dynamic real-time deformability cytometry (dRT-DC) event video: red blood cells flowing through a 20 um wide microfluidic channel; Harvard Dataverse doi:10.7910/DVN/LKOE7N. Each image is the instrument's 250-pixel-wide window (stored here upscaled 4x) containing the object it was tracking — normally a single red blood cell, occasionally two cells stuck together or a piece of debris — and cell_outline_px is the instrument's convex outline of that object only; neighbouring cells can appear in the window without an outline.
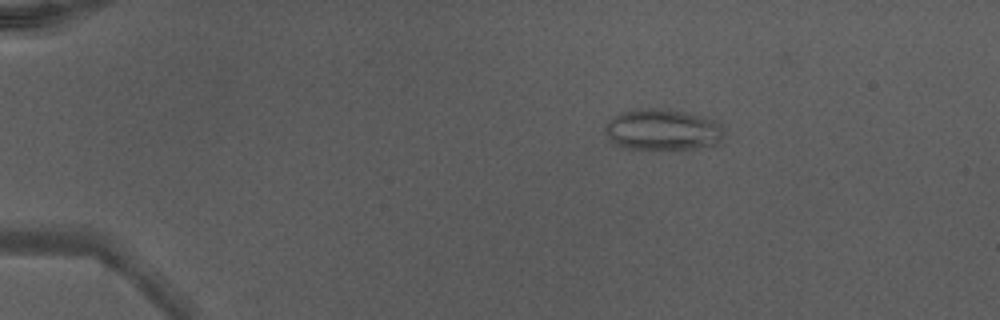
{"species": "Egyptian fruit bat (a non-hibernating species)", "species_latin": "Rousettus aegyptiacus", "temperature_condition": "warm", "stored_images_in_passage": 40, "camera_frame_rate_fps": 3000, "um_per_image_px": 0.085, "animal": {"sex": "male"}, "frame": {"image": 1, "passage_image": 1, "time_ms": 0.0, "image_size_px": [1000, 320], "cell_outline_px": [[724, 144], [692, 148], [624, 148], [612, 144], [604, 132], [604, 128], [608, 120], [620, 112], [632, 108], [664, 108], [704, 116], [716, 120], [720, 124], [724, 132]], "centroid_in_image_um": [56.33, 11.01], "position_along_channel_um": 28.7, "area_um2": 29.13}}
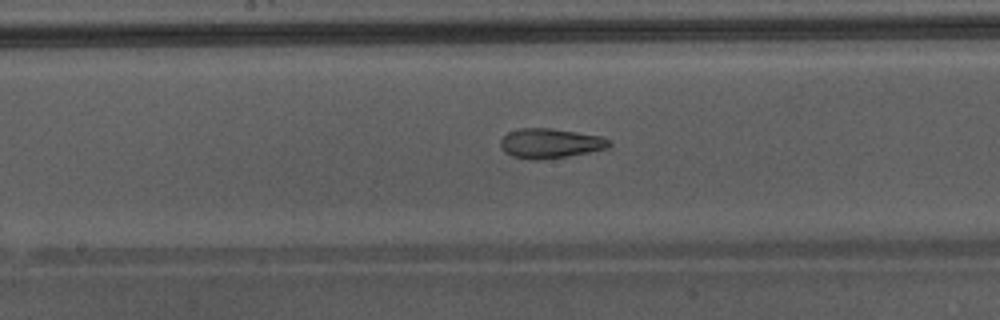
{"frame": {"image": 2, "passage_image": 19, "time_ms": 6.0, "image_size_px": [1000, 320], "cell_outline_px": [[612, 144], [608, 148], [588, 152], [564, 156], [536, 160], [532, 160], [512, 156], [504, 152], [500, 144], [500, 140], [508, 132], [520, 128], [552, 128], [600, 136], [612, 140]], "centroid_in_image_um": [46.76, 12.17], "position_along_channel_um": 201.4, "area_um2": 18.73}}
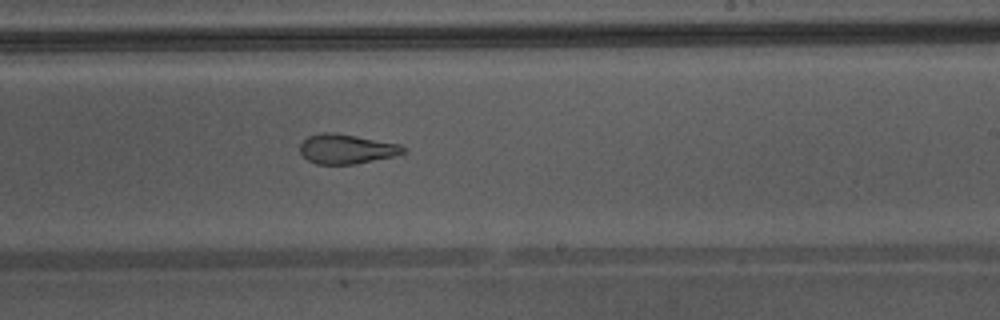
{"frame": {"image": 3, "passage_image": 23, "time_ms": 7.333, "image_size_px": [1000, 320], "cell_outline_px": [[404, 152], [392, 156], [356, 164], [316, 164], [308, 160], [300, 152], [300, 144], [308, 136], [320, 132], [332, 132], [356, 136], [400, 144], [404, 148]], "centroid_in_image_um": [29.4, 12.66], "position_along_channel_um": 259.6, "area_um2": 17.63}, "authors_computed_cell_mechanics": {"area_um2": 20.8369, "velocity_mm_per_s": 4.3797, "shape_relaxation_time_tau1_ms": null, "shape_relaxation_time_tau2_ms": 1.4827, "deformation_change_tau1": null, "deformation_change_tau2": 0.1027}}